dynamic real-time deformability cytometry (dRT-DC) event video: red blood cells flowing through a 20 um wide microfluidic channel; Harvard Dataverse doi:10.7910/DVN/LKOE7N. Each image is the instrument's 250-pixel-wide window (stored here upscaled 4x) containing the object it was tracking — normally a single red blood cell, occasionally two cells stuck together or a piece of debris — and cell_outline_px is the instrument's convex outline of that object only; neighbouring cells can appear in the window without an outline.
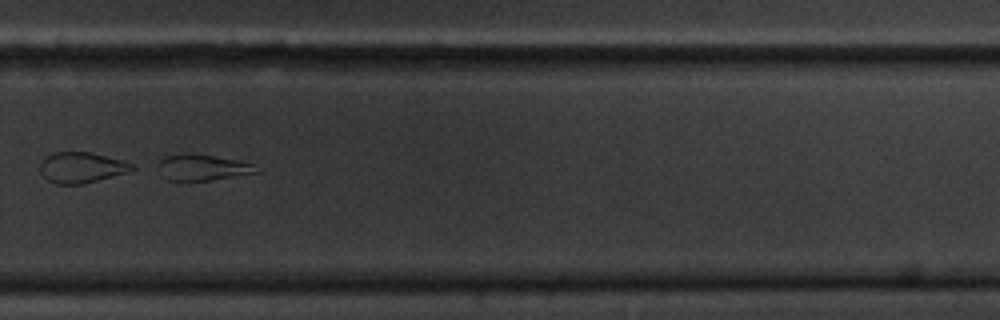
{"species": "common noctule bat (a hibernating species)", "species_latin": "Nyctalus noctula", "temperature_condition": "cold", "stored_images_in_passage": 48, "camera_frame_rate_fps": 3000, "um_per_image_px": 0.085, "animal": {"sex": "male", "body_mass_g": 20.1, "forearm_length_mm": 53.5}, "frame": {"image": 1, "passage_image": 30, "time_ms": 9.667, "image_size_px": [1000, 320], "cell_outline_px": [[260, 172], [208, 180], [168, 180], [160, 164], [160, 160], [164, 156], [184, 152], [212, 156], [252, 164]], "centroid_in_image_um": [17.21, 14.21], "position_along_channel_um": 312.6, "area_um2": 14.16}}
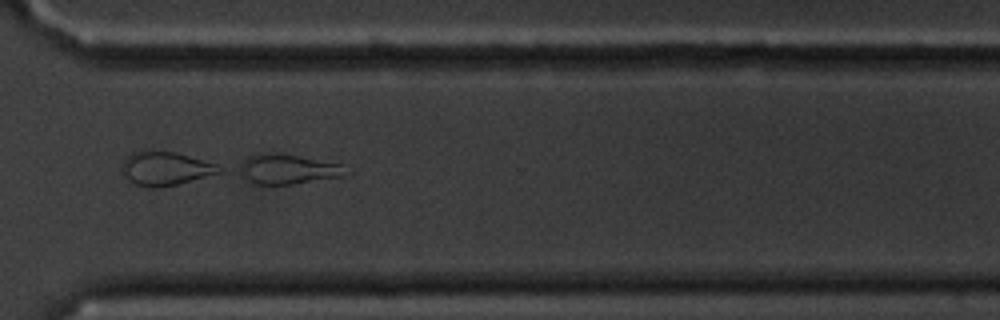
{"frame": {"image": 2, "passage_image": 33, "time_ms": 10.667, "image_size_px": [1000, 320], "cell_outline_px": [[352, 172], [348, 176], [292, 184], [256, 184], [248, 176], [244, 164], [244, 160], [248, 156], [296, 156], [340, 164]], "centroid_in_image_um": [24.75, 14.44], "position_along_channel_um": 345.9, "area_um2": 16.94}}